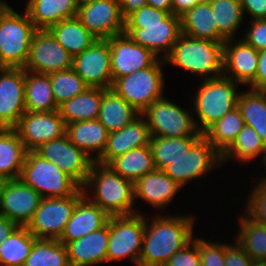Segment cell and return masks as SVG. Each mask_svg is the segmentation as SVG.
I'll list each match as a JSON object with an SVG mask.
<instances>
[{
    "mask_svg": "<svg viewBox=\"0 0 266 266\" xmlns=\"http://www.w3.org/2000/svg\"><path fill=\"white\" fill-rule=\"evenodd\" d=\"M24 266H70L66 245L56 239L36 238Z\"/></svg>",
    "mask_w": 266,
    "mask_h": 266,
    "instance_id": "obj_42",
    "label": "cell"
},
{
    "mask_svg": "<svg viewBox=\"0 0 266 266\" xmlns=\"http://www.w3.org/2000/svg\"><path fill=\"white\" fill-rule=\"evenodd\" d=\"M35 152L53 162L81 187L86 183L94 160L77 148L66 136L42 144Z\"/></svg>",
    "mask_w": 266,
    "mask_h": 266,
    "instance_id": "obj_12",
    "label": "cell"
},
{
    "mask_svg": "<svg viewBox=\"0 0 266 266\" xmlns=\"http://www.w3.org/2000/svg\"><path fill=\"white\" fill-rule=\"evenodd\" d=\"M194 95L193 111L198 116L197 128L203 134L226 113L237 107L240 83L224 75L201 81ZM238 91V92H237Z\"/></svg>",
    "mask_w": 266,
    "mask_h": 266,
    "instance_id": "obj_4",
    "label": "cell"
},
{
    "mask_svg": "<svg viewBox=\"0 0 266 266\" xmlns=\"http://www.w3.org/2000/svg\"><path fill=\"white\" fill-rule=\"evenodd\" d=\"M26 112L25 69H0V128L14 129Z\"/></svg>",
    "mask_w": 266,
    "mask_h": 266,
    "instance_id": "obj_17",
    "label": "cell"
},
{
    "mask_svg": "<svg viewBox=\"0 0 266 266\" xmlns=\"http://www.w3.org/2000/svg\"><path fill=\"white\" fill-rule=\"evenodd\" d=\"M266 154V144L253 127L245 125L231 146L221 155L222 165L233 158L238 162L254 161L257 156Z\"/></svg>",
    "mask_w": 266,
    "mask_h": 266,
    "instance_id": "obj_38",
    "label": "cell"
},
{
    "mask_svg": "<svg viewBox=\"0 0 266 266\" xmlns=\"http://www.w3.org/2000/svg\"><path fill=\"white\" fill-rule=\"evenodd\" d=\"M236 244L225 243V266H252L253 260L244 251V249Z\"/></svg>",
    "mask_w": 266,
    "mask_h": 266,
    "instance_id": "obj_49",
    "label": "cell"
},
{
    "mask_svg": "<svg viewBox=\"0 0 266 266\" xmlns=\"http://www.w3.org/2000/svg\"><path fill=\"white\" fill-rule=\"evenodd\" d=\"M37 31L26 11L24 14H19L9 6L0 16L1 66L24 68L30 45Z\"/></svg>",
    "mask_w": 266,
    "mask_h": 266,
    "instance_id": "obj_5",
    "label": "cell"
},
{
    "mask_svg": "<svg viewBox=\"0 0 266 266\" xmlns=\"http://www.w3.org/2000/svg\"><path fill=\"white\" fill-rule=\"evenodd\" d=\"M109 219L100 229L66 244L70 266H94L107 262Z\"/></svg>",
    "mask_w": 266,
    "mask_h": 266,
    "instance_id": "obj_24",
    "label": "cell"
},
{
    "mask_svg": "<svg viewBox=\"0 0 266 266\" xmlns=\"http://www.w3.org/2000/svg\"><path fill=\"white\" fill-rule=\"evenodd\" d=\"M164 266H201L197 244L192 240L171 256Z\"/></svg>",
    "mask_w": 266,
    "mask_h": 266,
    "instance_id": "obj_48",
    "label": "cell"
},
{
    "mask_svg": "<svg viewBox=\"0 0 266 266\" xmlns=\"http://www.w3.org/2000/svg\"><path fill=\"white\" fill-rule=\"evenodd\" d=\"M262 93H266V85L260 90Z\"/></svg>",
    "mask_w": 266,
    "mask_h": 266,
    "instance_id": "obj_60",
    "label": "cell"
},
{
    "mask_svg": "<svg viewBox=\"0 0 266 266\" xmlns=\"http://www.w3.org/2000/svg\"><path fill=\"white\" fill-rule=\"evenodd\" d=\"M257 182L255 187L252 186L244 212L255 222L266 227V183Z\"/></svg>",
    "mask_w": 266,
    "mask_h": 266,
    "instance_id": "obj_44",
    "label": "cell"
},
{
    "mask_svg": "<svg viewBox=\"0 0 266 266\" xmlns=\"http://www.w3.org/2000/svg\"><path fill=\"white\" fill-rule=\"evenodd\" d=\"M192 113L182 109L169 98L163 97L154 101L141 114L146 118L151 136L169 138L202 136Z\"/></svg>",
    "mask_w": 266,
    "mask_h": 266,
    "instance_id": "obj_8",
    "label": "cell"
},
{
    "mask_svg": "<svg viewBox=\"0 0 266 266\" xmlns=\"http://www.w3.org/2000/svg\"><path fill=\"white\" fill-rule=\"evenodd\" d=\"M8 3H6L3 0H0V16L6 11V9L9 7Z\"/></svg>",
    "mask_w": 266,
    "mask_h": 266,
    "instance_id": "obj_56",
    "label": "cell"
},
{
    "mask_svg": "<svg viewBox=\"0 0 266 266\" xmlns=\"http://www.w3.org/2000/svg\"><path fill=\"white\" fill-rule=\"evenodd\" d=\"M19 179L43 198L68 197L81 186L53 162L28 151Z\"/></svg>",
    "mask_w": 266,
    "mask_h": 266,
    "instance_id": "obj_6",
    "label": "cell"
},
{
    "mask_svg": "<svg viewBox=\"0 0 266 266\" xmlns=\"http://www.w3.org/2000/svg\"><path fill=\"white\" fill-rule=\"evenodd\" d=\"M181 18L182 34L198 39L224 43L226 40L219 34L209 0L196 4L186 11Z\"/></svg>",
    "mask_w": 266,
    "mask_h": 266,
    "instance_id": "obj_28",
    "label": "cell"
},
{
    "mask_svg": "<svg viewBox=\"0 0 266 266\" xmlns=\"http://www.w3.org/2000/svg\"><path fill=\"white\" fill-rule=\"evenodd\" d=\"M109 215L99 206L91 202L85 195L77 202L70 220L59 238V242L67 244L102 228Z\"/></svg>",
    "mask_w": 266,
    "mask_h": 266,
    "instance_id": "obj_25",
    "label": "cell"
},
{
    "mask_svg": "<svg viewBox=\"0 0 266 266\" xmlns=\"http://www.w3.org/2000/svg\"><path fill=\"white\" fill-rule=\"evenodd\" d=\"M77 0H28L25 11L38 30H48L64 19L77 16Z\"/></svg>",
    "mask_w": 266,
    "mask_h": 266,
    "instance_id": "obj_27",
    "label": "cell"
},
{
    "mask_svg": "<svg viewBox=\"0 0 266 266\" xmlns=\"http://www.w3.org/2000/svg\"><path fill=\"white\" fill-rule=\"evenodd\" d=\"M124 33L135 43L151 50L159 58L165 59L182 34L181 18L170 14L160 24L125 25Z\"/></svg>",
    "mask_w": 266,
    "mask_h": 266,
    "instance_id": "obj_16",
    "label": "cell"
},
{
    "mask_svg": "<svg viewBox=\"0 0 266 266\" xmlns=\"http://www.w3.org/2000/svg\"><path fill=\"white\" fill-rule=\"evenodd\" d=\"M261 158L264 160V161H262L264 163V166H266V154L263 157H261ZM259 181L263 182V183H266V177L263 176V178H260Z\"/></svg>",
    "mask_w": 266,
    "mask_h": 266,
    "instance_id": "obj_58",
    "label": "cell"
},
{
    "mask_svg": "<svg viewBox=\"0 0 266 266\" xmlns=\"http://www.w3.org/2000/svg\"><path fill=\"white\" fill-rule=\"evenodd\" d=\"M147 5L155 7L156 9L172 14V1L171 0H147Z\"/></svg>",
    "mask_w": 266,
    "mask_h": 266,
    "instance_id": "obj_55",
    "label": "cell"
},
{
    "mask_svg": "<svg viewBox=\"0 0 266 266\" xmlns=\"http://www.w3.org/2000/svg\"><path fill=\"white\" fill-rule=\"evenodd\" d=\"M141 113L112 89H103L98 120L109 133L118 131L131 123Z\"/></svg>",
    "mask_w": 266,
    "mask_h": 266,
    "instance_id": "obj_31",
    "label": "cell"
},
{
    "mask_svg": "<svg viewBox=\"0 0 266 266\" xmlns=\"http://www.w3.org/2000/svg\"><path fill=\"white\" fill-rule=\"evenodd\" d=\"M124 18L135 10L147 5V0H118Z\"/></svg>",
    "mask_w": 266,
    "mask_h": 266,
    "instance_id": "obj_53",
    "label": "cell"
},
{
    "mask_svg": "<svg viewBox=\"0 0 266 266\" xmlns=\"http://www.w3.org/2000/svg\"><path fill=\"white\" fill-rule=\"evenodd\" d=\"M223 57L224 43L181 34L165 62L204 80L223 75Z\"/></svg>",
    "mask_w": 266,
    "mask_h": 266,
    "instance_id": "obj_3",
    "label": "cell"
},
{
    "mask_svg": "<svg viewBox=\"0 0 266 266\" xmlns=\"http://www.w3.org/2000/svg\"><path fill=\"white\" fill-rule=\"evenodd\" d=\"M237 107L245 121L266 144V100L260 90L250 89L239 93Z\"/></svg>",
    "mask_w": 266,
    "mask_h": 266,
    "instance_id": "obj_36",
    "label": "cell"
},
{
    "mask_svg": "<svg viewBox=\"0 0 266 266\" xmlns=\"http://www.w3.org/2000/svg\"><path fill=\"white\" fill-rule=\"evenodd\" d=\"M250 25L242 39L258 52L266 50V19L250 20Z\"/></svg>",
    "mask_w": 266,
    "mask_h": 266,
    "instance_id": "obj_47",
    "label": "cell"
},
{
    "mask_svg": "<svg viewBox=\"0 0 266 266\" xmlns=\"http://www.w3.org/2000/svg\"><path fill=\"white\" fill-rule=\"evenodd\" d=\"M239 225L235 241L253 261H266V227L255 222L247 214L239 216Z\"/></svg>",
    "mask_w": 266,
    "mask_h": 266,
    "instance_id": "obj_37",
    "label": "cell"
},
{
    "mask_svg": "<svg viewBox=\"0 0 266 266\" xmlns=\"http://www.w3.org/2000/svg\"><path fill=\"white\" fill-rule=\"evenodd\" d=\"M19 225L10 219L0 215V245L1 243L8 238Z\"/></svg>",
    "mask_w": 266,
    "mask_h": 266,
    "instance_id": "obj_54",
    "label": "cell"
},
{
    "mask_svg": "<svg viewBox=\"0 0 266 266\" xmlns=\"http://www.w3.org/2000/svg\"><path fill=\"white\" fill-rule=\"evenodd\" d=\"M91 0H77V3L80 5V4H83L85 2H89Z\"/></svg>",
    "mask_w": 266,
    "mask_h": 266,
    "instance_id": "obj_59",
    "label": "cell"
},
{
    "mask_svg": "<svg viewBox=\"0 0 266 266\" xmlns=\"http://www.w3.org/2000/svg\"><path fill=\"white\" fill-rule=\"evenodd\" d=\"M77 17L98 39H108L124 33L125 18L118 0H91L80 4Z\"/></svg>",
    "mask_w": 266,
    "mask_h": 266,
    "instance_id": "obj_13",
    "label": "cell"
},
{
    "mask_svg": "<svg viewBox=\"0 0 266 266\" xmlns=\"http://www.w3.org/2000/svg\"><path fill=\"white\" fill-rule=\"evenodd\" d=\"M219 34L225 39H235L243 23L244 13L240 0H209ZM235 35V36H234Z\"/></svg>",
    "mask_w": 266,
    "mask_h": 266,
    "instance_id": "obj_41",
    "label": "cell"
},
{
    "mask_svg": "<svg viewBox=\"0 0 266 266\" xmlns=\"http://www.w3.org/2000/svg\"><path fill=\"white\" fill-rule=\"evenodd\" d=\"M103 96L102 88L88 87L83 93L58 106L65 124L98 119Z\"/></svg>",
    "mask_w": 266,
    "mask_h": 266,
    "instance_id": "obj_32",
    "label": "cell"
},
{
    "mask_svg": "<svg viewBox=\"0 0 266 266\" xmlns=\"http://www.w3.org/2000/svg\"><path fill=\"white\" fill-rule=\"evenodd\" d=\"M27 151H35L42 144L65 135L66 124L58 110L25 112L14 128Z\"/></svg>",
    "mask_w": 266,
    "mask_h": 266,
    "instance_id": "obj_18",
    "label": "cell"
},
{
    "mask_svg": "<svg viewBox=\"0 0 266 266\" xmlns=\"http://www.w3.org/2000/svg\"><path fill=\"white\" fill-rule=\"evenodd\" d=\"M172 1V14L181 16L186 11L192 9L196 4L205 0H171Z\"/></svg>",
    "mask_w": 266,
    "mask_h": 266,
    "instance_id": "obj_52",
    "label": "cell"
},
{
    "mask_svg": "<svg viewBox=\"0 0 266 266\" xmlns=\"http://www.w3.org/2000/svg\"><path fill=\"white\" fill-rule=\"evenodd\" d=\"M35 239L25 226H19L0 245V266H24Z\"/></svg>",
    "mask_w": 266,
    "mask_h": 266,
    "instance_id": "obj_39",
    "label": "cell"
},
{
    "mask_svg": "<svg viewBox=\"0 0 266 266\" xmlns=\"http://www.w3.org/2000/svg\"><path fill=\"white\" fill-rule=\"evenodd\" d=\"M83 196L81 187L74 195L68 197L43 198L25 227L35 238L59 240L77 202Z\"/></svg>",
    "mask_w": 266,
    "mask_h": 266,
    "instance_id": "obj_10",
    "label": "cell"
},
{
    "mask_svg": "<svg viewBox=\"0 0 266 266\" xmlns=\"http://www.w3.org/2000/svg\"><path fill=\"white\" fill-rule=\"evenodd\" d=\"M82 189L84 195L110 217L138 213L134 209V183L121 177L107 164L94 161ZM91 190H94V197L89 195Z\"/></svg>",
    "mask_w": 266,
    "mask_h": 266,
    "instance_id": "obj_2",
    "label": "cell"
},
{
    "mask_svg": "<svg viewBox=\"0 0 266 266\" xmlns=\"http://www.w3.org/2000/svg\"><path fill=\"white\" fill-rule=\"evenodd\" d=\"M198 246L201 266H225V242L221 243L193 237Z\"/></svg>",
    "mask_w": 266,
    "mask_h": 266,
    "instance_id": "obj_45",
    "label": "cell"
},
{
    "mask_svg": "<svg viewBox=\"0 0 266 266\" xmlns=\"http://www.w3.org/2000/svg\"><path fill=\"white\" fill-rule=\"evenodd\" d=\"M25 107L27 112L58 110L50 75L25 70Z\"/></svg>",
    "mask_w": 266,
    "mask_h": 266,
    "instance_id": "obj_34",
    "label": "cell"
},
{
    "mask_svg": "<svg viewBox=\"0 0 266 266\" xmlns=\"http://www.w3.org/2000/svg\"><path fill=\"white\" fill-rule=\"evenodd\" d=\"M181 187L163 170L155 169L134 183V198L141 199L150 206L165 209L171 205Z\"/></svg>",
    "mask_w": 266,
    "mask_h": 266,
    "instance_id": "obj_23",
    "label": "cell"
},
{
    "mask_svg": "<svg viewBox=\"0 0 266 266\" xmlns=\"http://www.w3.org/2000/svg\"><path fill=\"white\" fill-rule=\"evenodd\" d=\"M144 216L138 211L133 215L109 217L107 262L128 257L136 266L139 265L145 233Z\"/></svg>",
    "mask_w": 266,
    "mask_h": 266,
    "instance_id": "obj_9",
    "label": "cell"
},
{
    "mask_svg": "<svg viewBox=\"0 0 266 266\" xmlns=\"http://www.w3.org/2000/svg\"><path fill=\"white\" fill-rule=\"evenodd\" d=\"M162 63H166L165 59L159 58L152 66L116 78L111 89L142 113L154 101L164 97L165 78Z\"/></svg>",
    "mask_w": 266,
    "mask_h": 266,
    "instance_id": "obj_7",
    "label": "cell"
},
{
    "mask_svg": "<svg viewBox=\"0 0 266 266\" xmlns=\"http://www.w3.org/2000/svg\"><path fill=\"white\" fill-rule=\"evenodd\" d=\"M234 41V42H233ZM259 52L246 44L229 39L224 42L223 75L242 85H247L255 78Z\"/></svg>",
    "mask_w": 266,
    "mask_h": 266,
    "instance_id": "obj_21",
    "label": "cell"
},
{
    "mask_svg": "<svg viewBox=\"0 0 266 266\" xmlns=\"http://www.w3.org/2000/svg\"><path fill=\"white\" fill-rule=\"evenodd\" d=\"M107 40L111 49L110 65L113 81L152 66L159 59L151 50L135 43L126 33Z\"/></svg>",
    "mask_w": 266,
    "mask_h": 266,
    "instance_id": "obj_20",
    "label": "cell"
},
{
    "mask_svg": "<svg viewBox=\"0 0 266 266\" xmlns=\"http://www.w3.org/2000/svg\"><path fill=\"white\" fill-rule=\"evenodd\" d=\"M111 49L107 39H97L89 48L73 57L72 68L88 87L111 89Z\"/></svg>",
    "mask_w": 266,
    "mask_h": 266,
    "instance_id": "obj_15",
    "label": "cell"
},
{
    "mask_svg": "<svg viewBox=\"0 0 266 266\" xmlns=\"http://www.w3.org/2000/svg\"><path fill=\"white\" fill-rule=\"evenodd\" d=\"M43 197L20 179L2 181L0 215L26 226L32 219Z\"/></svg>",
    "mask_w": 266,
    "mask_h": 266,
    "instance_id": "obj_19",
    "label": "cell"
},
{
    "mask_svg": "<svg viewBox=\"0 0 266 266\" xmlns=\"http://www.w3.org/2000/svg\"><path fill=\"white\" fill-rule=\"evenodd\" d=\"M245 121L238 107L226 113L220 120L211 125L203 136L222 155L234 142Z\"/></svg>",
    "mask_w": 266,
    "mask_h": 266,
    "instance_id": "obj_35",
    "label": "cell"
},
{
    "mask_svg": "<svg viewBox=\"0 0 266 266\" xmlns=\"http://www.w3.org/2000/svg\"><path fill=\"white\" fill-rule=\"evenodd\" d=\"M145 218V233L138 266H164L193 239L192 215H156ZM150 223V224H149Z\"/></svg>",
    "mask_w": 266,
    "mask_h": 266,
    "instance_id": "obj_1",
    "label": "cell"
},
{
    "mask_svg": "<svg viewBox=\"0 0 266 266\" xmlns=\"http://www.w3.org/2000/svg\"><path fill=\"white\" fill-rule=\"evenodd\" d=\"M222 165L221 154L202 135L187 152L178 157L163 170L181 187L203 178L213 168Z\"/></svg>",
    "mask_w": 266,
    "mask_h": 266,
    "instance_id": "obj_11",
    "label": "cell"
},
{
    "mask_svg": "<svg viewBox=\"0 0 266 266\" xmlns=\"http://www.w3.org/2000/svg\"><path fill=\"white\" fill-rule=\"evenodd\" d=\"M150 140L148 123L146 118L144 119V116L140 114L122 129L109 133L105 150L96 161L108 164L115 157L131 149L150 145Z\"/></svg>",
    "mask_w": 266,
    "mask_h": 266,
    "instance_id": "obj_22",
    "label": "cell"
},
{
    "mask_svg": "<svg viewBox=\"0 0 266 266\" xmlns=\"http://www.w3.org/2000/svg\"><path fill=\"white\" fill-rule=\"evenodd\" d=\"M248 85L254 90H261L266 85V50L259 51L256 75Z\"/></svg>",
    "mask_w": 266,
    "mask_h": 266,
    "instance_id": "obj_51",
    "label": "cell"
},
{
    "mask_svg": "<svg viewBox=\"0 0 266 266\" xmlns=\"http://www.w3.org/2000/svg\"><path fill=\"white\" fill-rule=\"evenodd\" d=\"M71 56L48 30H38L30 45L28 59L24 66L26 71L51 74L72 68Z\"/></svg>",
    "mask_w": 266,
    "mask_h": 266,
    "instance_id": "obj_14",
    "label": "cell"
},
{
    "mask_svg": "<svg viewBox=\"0 0 266 266\" xmlns=\"http://www.w3.org/2000/svg\"><path fill=\"white\" fill-rule=\"evenodd\" d=\"M170 14L156 9L150 5H145L135 10L125 18V25H152L160 24Z\"/></svg>",
    "mask_w": 266,
    "mask_h": 266,
    "instance_id": "obj_46",
    "label": "cell"
},
{
    "mask_svg": "<svg viewBox=\"0 0 266 266\" xmlns=\"http://www.w3.org/2000/svg\"><path fill=\"white\" fill-rule=\"evenodd\" d=\"M107 165L133 183L156 169L150 145L131 149L115 157Z\"/></svg>",
    "mask_w": 266,
    "mask_h": 266,
    "instance_id": "obj_33",
    "label": "cell"
},
{
    "mask_svg": "<svg viewBox=\"0 0 266 266\" xmlns=\"http://www.w3.org/2000/svg\"><path fill=\"white\" fill-rule=\"evenodd\" d=\"M48 31L73 57L89 48L98 39L88 31L77 16L60 21Z\"/></svg>",
    "mask_w": 266,
    "mask_h": 266,
    "instance_id": "obj_30",
    "label": "cell"
},
{
    "mask_svg": "<svg viewBox=\"0 0 266 266\" xmlns=\"http://www.w3.org/2000/svg\"><path fill=\"white\" fill-rule=\"evenodd\" d=\"M27 149L15 129L0 128V180L19 179Z\"/></svg>",
    "mask_w": 266,
    "mask_h": 266,
    "instance_id": "obj_29",
    "label": "cell"
},
{
    "mask_svg": "<svg viewBox=\"0 0 266 266\" xmlns=\"http://www.w3.org/2000/svg\"><path fill=\"white\" fill-rule=\"evenodd\" d=\"M252 266H266V261H253Z\"/></svg>",
    "mask_w": 266,
    "mask_h": 266,
    "instance_id": "obj_57",
    "label": "cell"
},
{
    "mask_svg": "<svg viewBox=\"0 0 266 266\" xmlns=\"http://www.w3.org/2000/svg\"><path fill=\"white\" fill-rule=\"evenodd\" d=\"M65 134L77 148L96 161L105 150L109 132L98 119H93L66 124Z\"/></svg>",
    "mask_w": 266,
    "mask_h": 266,
    "instance_id": "obj_26",
    "label": "cell"
},
{
    "mask_svg": "<svg viewBox=\"0 0 266 266\" xmlns=\"http://www.w3.org/2000/svg\"><path fill=\"white\" fill-rule=\"evenodd\" d=\"M201 136L185 137H157L151 136L150 147L152 149L156 169L164 170L169 162L187 152Z\"/></svg>",
    "mask_w": 266,
    "mask_h": 266,
    "instance_id": "obj_40",
    "label": "cell"
},
{
    "mask_svg": "<svg viewBox=\"0 0 266 266\" xmlns=\"http://www.w3.org/2000/svg\"><path fill=\"white\" fill-rule=\"evenodd\" d=\"M243 13H248L251 20L266 19V0H240Z\"/></svg>",
    "mask_w": 266,
    "mask_h": 266,
    "instance_id": "obj_50",
    "label": "cell"
},
{
    "mask_svg": "<svg viewBox=\"0 0 266 266\" xmlns=\"http://www.w3.org/2000/svg\"><path fill=\"white\" fill-rule=\"evenodd\" d=\"M57 106L83 93L88 86L73 68L49 74Z\"/></svg>",
    "mask_w": 266,
    "mask_h": 266,
    "instance_id": "obj_43",
    "label": "cell"
}]
</instances>
